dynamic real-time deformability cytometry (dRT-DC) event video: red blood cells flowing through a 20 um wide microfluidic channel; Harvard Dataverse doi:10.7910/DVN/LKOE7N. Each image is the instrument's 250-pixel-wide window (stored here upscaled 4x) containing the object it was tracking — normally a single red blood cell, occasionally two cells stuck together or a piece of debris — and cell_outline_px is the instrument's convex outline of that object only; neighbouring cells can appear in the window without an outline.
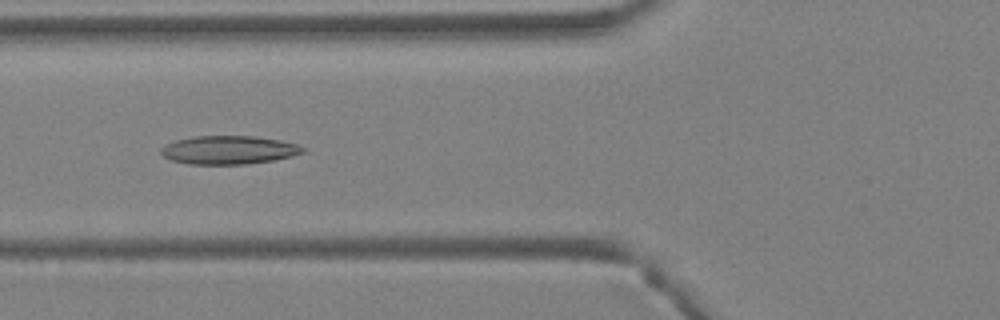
{"species": "Egyptian fruit bat (a non-hibernating species)", "species_latin": "Rousettus aegyptiacus", "temperature_condition": "warm", "stored_images_in_passage": 32, "camera_frame_rate_fps": 3000, "um_per_image_px": 0.085, "animal": {"sex": "female"}, "frame": {"image": 1, "passage_image": 7, "time_ms": 2.0, "image_size_px": [1000, 320], "cell_outline_px": [[308, 148], [304, 152], [292, 156], [276, 160], [248, 164], [188, 164], [172, 160], [164, 156], [160, 152], [160, 148], [164, 144], [176, 140], [196, 136], [256, 136], [280, 140], [296, 144]], "centroid_in_image_um": [19.47, 12.75], "position_along_channel_um": 106.3, "area_um2": 23.7}}
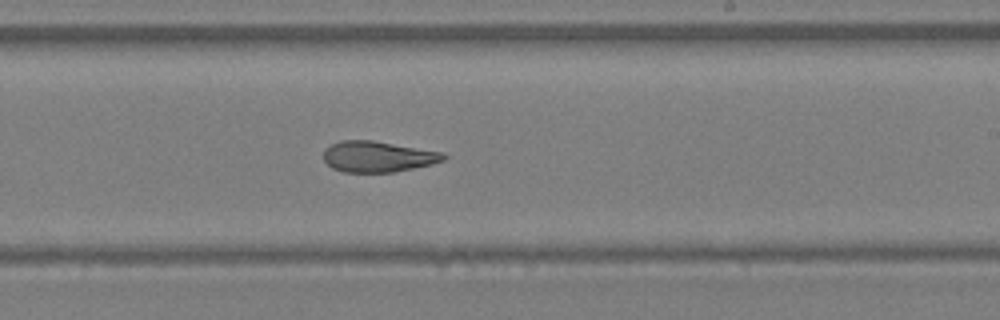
{"frame": {"image": 2, "passage_image": 16, "time_ms": 5.0, "image_size_px": [1000, 320], "cell_outline_px": [[448, 156], [444, 160], [432, 164], [392, 172], [344, 172], [332, 168], [324, 160], [324, 148], [340, 140], [372, 140], [440, 152]], "centroid_in_image_um": [32.07, 13.31], "position_along_channel_um": 256.9, "area_um2": 21.39}}
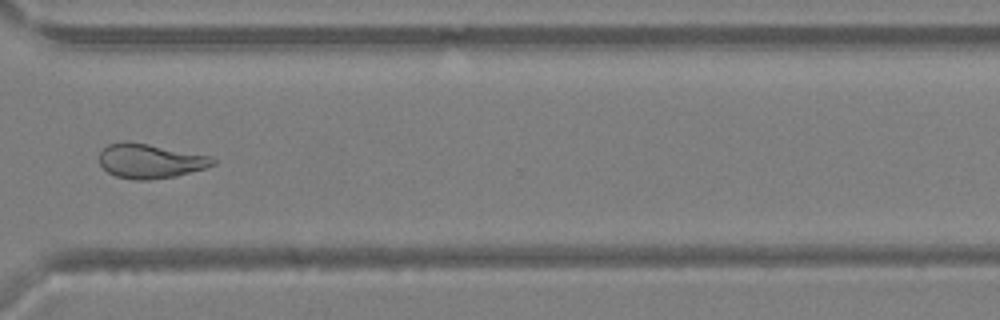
{"frame": {"image": 3, "passage_image": 22, "time_ms": 7.0, "image_size_px": [1000, 320], "cell_outline_px": [[216, 164], [204, 168], [176, 176], [148, 180], [136, 180], [116, 176], [108, 172], [100, 164], [100, 152], [108, 144], [124, 140], [128, 140], [208, 156], [216, 160]], "centroid_in_image_um": [12.73, 13.68], "position_along_channel_um": 357.9, "area_um2": 22.6}}